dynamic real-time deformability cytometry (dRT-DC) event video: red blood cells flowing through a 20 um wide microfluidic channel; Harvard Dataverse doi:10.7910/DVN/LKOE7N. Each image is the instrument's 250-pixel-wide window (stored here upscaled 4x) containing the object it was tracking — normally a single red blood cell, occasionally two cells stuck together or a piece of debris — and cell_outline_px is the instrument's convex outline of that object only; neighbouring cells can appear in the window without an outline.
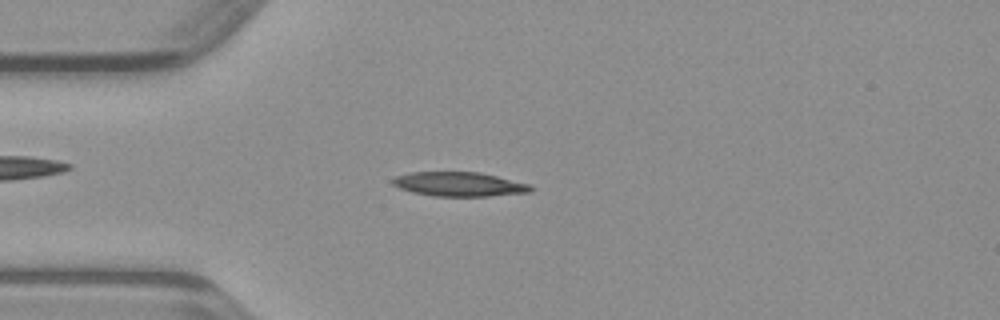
{"species": "common noctule bat (a hibernating species)", "species_latin": "Nyctalus noctula", "temperature_condition": "warm", "stored_images_in_passage": 46, "camera_frame_rate_fps": 3000, "um_per_image_px": 0.085, "animal": {"sex": "male", "body_mass_g": 23.1, "forearm_length_mm": 52.7}, "frame": {"image": 1, "passage_image": 11, "time_ms": 3.333, "image_size_px": [1000, 320], "cell_outline_px": [[532, 192], [488, 196], [432, 196], [412, 192], [400, 188], [392, 184], [392, 180], [396, 176], [412, 172], [480, 172], [528, 184], [532, 188]], "centroid_in_image_um": [39.0, 15.66], "position_along_channel_um": 46.0, "area_um2": 19.36}}
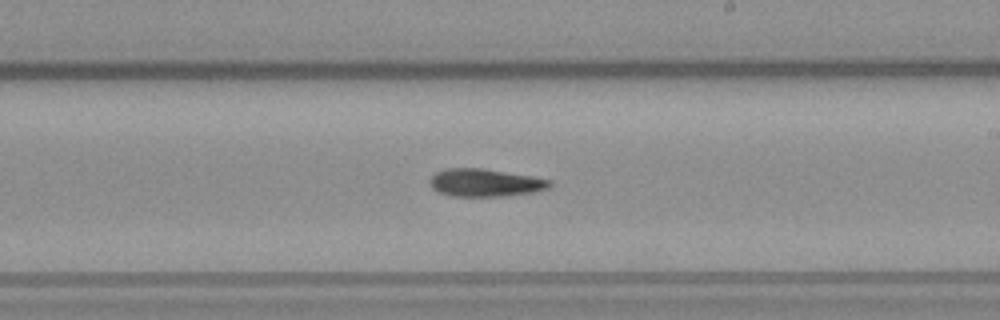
{"frame": {"image": 2, "passage_image": 26, "time_ms": 8.333, "image_size_px": [1000, 320], "cell_outline_px": [[552, 184], [548, 188], [532, 192], [504, 196], [452, 196], [440, 192], [432, 188], [428, 180], [436, 172], [444, 168], [480, 168], [532, 176], [552, 180]], "centroid_in_image_um": [41.22, 15.52], "position_along_channel_um": 247.8, "area_um2": 19.31}}
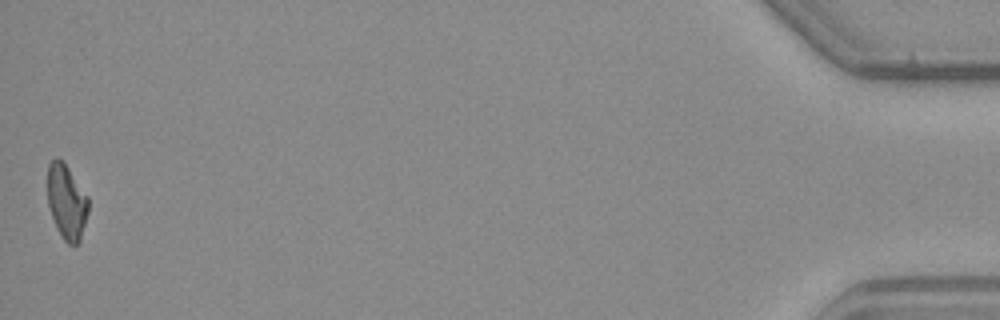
{"frame": {"image": 3, "passage_image": 46, "time_ms": 15.0, "image_size_px": [1000, 320], "cell_outline_px": [[88, 212], [80, 240], [76, 244], [68, 244], [64, 240], [52, 216], [48, 204], [48, 164], [56, 156], [64, 160], [88, 196]], "centroid_in_image_um": [5.67, 17.08], "position_along_channel_um": 429.5, "area_um2": 17.74}}